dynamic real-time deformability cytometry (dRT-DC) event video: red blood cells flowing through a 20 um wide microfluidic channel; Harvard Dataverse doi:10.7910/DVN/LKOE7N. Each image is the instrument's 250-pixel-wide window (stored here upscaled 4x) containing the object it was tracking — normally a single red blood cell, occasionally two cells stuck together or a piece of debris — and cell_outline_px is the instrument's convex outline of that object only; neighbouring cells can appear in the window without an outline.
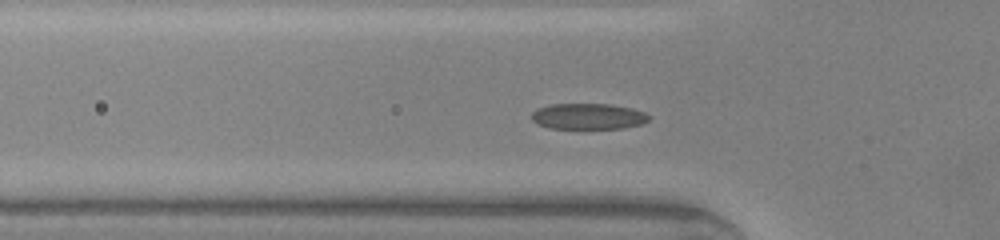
{"species": "common noctule bat (a hibernating species)", "species_latin": "Nyctalus noctula", "temperature_condition": "warm", "stored_images_in_passage": 37, "camera_frame_rate_fps": 3000, "um_per_image_px": 0.085, "animal": {"sex": "male", "body_mass_g": 20.0, "forearm_length_mm": 53.3}, "frame": {"image": 1, "passage_image": 10, "time_ms": 3.0, "image_size_px": [1000, 240], "cell_outline_px": [[648, 120], [640, 124], [624, 128], [548, 128], [536, 124], [532, 120], [532, 112], [536, 108], [548, 104], [608, 104], [632, 108], [644, 112], [648, 116]], "centroid_in_image_um": [49.93, 9.88], "position_along_channel_um": 75.9, "area_um2": 17.69}}
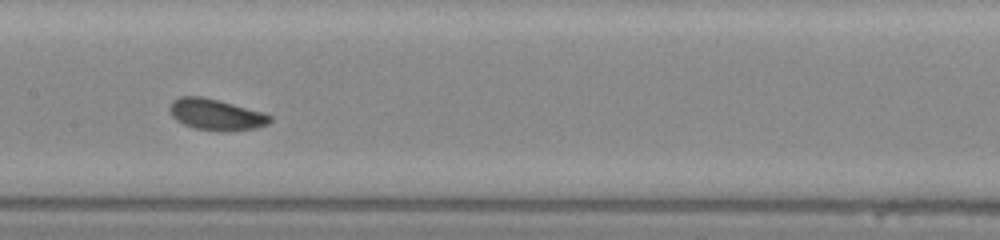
{"frame": {"image": 2, "passage_image": 18, "time_ms": 5.667, "image_size_px": [1000, 240], "cell_outline_px": [[272, 120], [268, 124], [256, 128], [224, 132], [220, 132], [196, 128], [184, 124], [176, 120], [172, 116], [168, 108], [172, 100], [180, 96], [200, 96], [264, 112], [272, 116]], "centroid_in_image_um": [18.36, 9.75], "position_along_channel_um": 189.0, "area_um2": 18.26}}
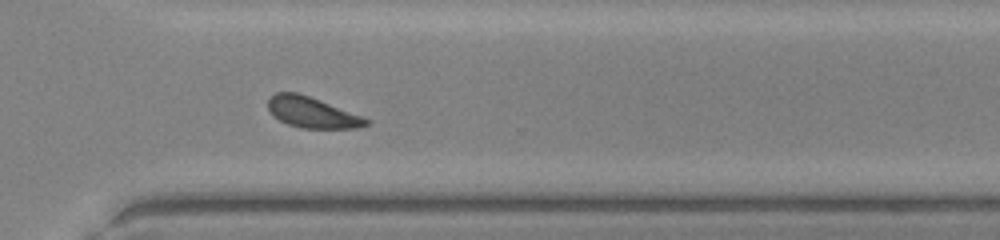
{"frame": {"image": 3, "passage_image": 29, "time_ms": 9.333, "image_size_px": [1000, 240], "cell_outline_px": [[368, 124], [356, 128], [304, 128], [288, 124], [272, 116], [268, 108], [268, 100], [276, 92], [296, 92], [308, 96], [360, 116], [368, 120]], "centroid_in_image_um": [26.45, 9.56], "position_along_channel_um": 344.1, "area_um2": 17.05}, "authors_computed_cell_mechanics": {"area_um2": 17.5134, "velocity_mm_per_s": 4.22, "shape_relaxation_time_tau1_ms": 0.9468, "shape_relaxation_time_tau2_ms": 4.3527, "deformation_change_tau1": 0.0805, "deformation_change_tau2": 0.1185}}